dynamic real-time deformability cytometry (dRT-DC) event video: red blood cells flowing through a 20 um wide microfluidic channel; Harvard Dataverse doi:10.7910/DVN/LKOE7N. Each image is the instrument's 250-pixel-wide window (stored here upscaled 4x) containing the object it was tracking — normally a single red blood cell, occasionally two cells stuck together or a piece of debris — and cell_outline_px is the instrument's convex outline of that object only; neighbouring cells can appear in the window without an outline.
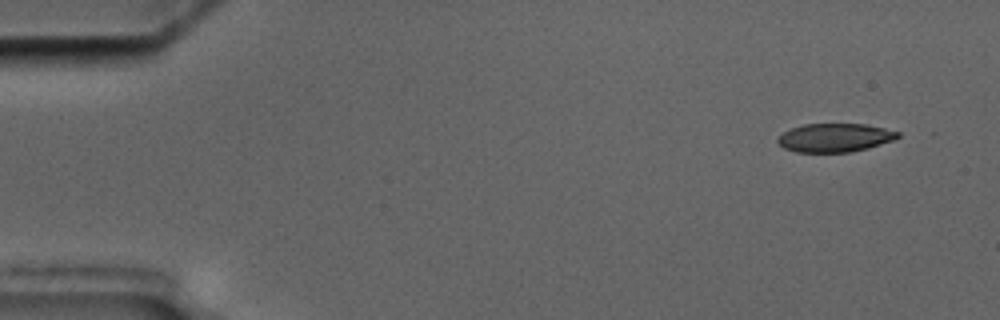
{"species": "common noctule bat (a hibernating species)", "species_latin": "Nyctalus noctula", "temperature_condition": "cold", "stored_images_in_passage": 5, "camera_frame_rate_fps": 3000, "um_per_image_px": 0.085, "animal": {"sex": "male", "body_mass_g": 17.5, "forearm_length_mm": 52.3}, "frame": {"image": 1, "passage_image": 1, "time_ms": 0.0, "image_size_px": [1000, 320], "cell_outline_px": [[900, 136], [892, 140], [868, 148], [852, 152], [796, 152], [784, 148], [776, 140], [784, 132], [792, 128], [804, 124], [864, 124], [884, 128], [900, 132]], "centroid_in_image_um": [70.96, 11.7], "position_along_channel_um": 14.0, "area_um2": 19.83}}
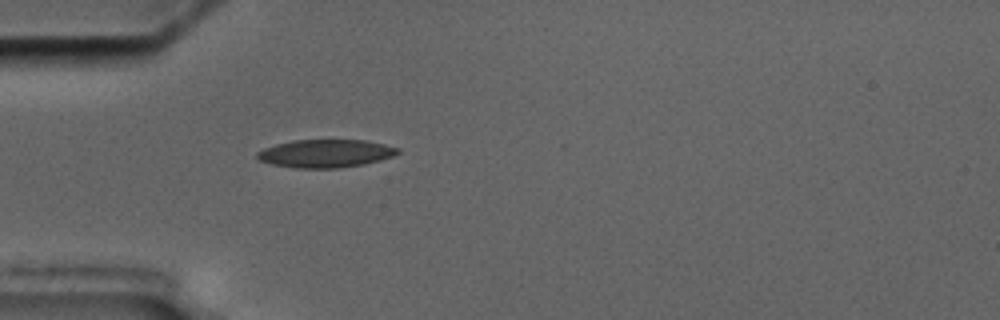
{"frame": {"image": 2, "passage_image": 5, "time_ms": 4.333, "image_size_px": [1000, 320], "cell_outline_px": [[400, 152], [392, 156], [380, 160], [364, 164], [336, 168], [300, 168], [272, 164], [260, 160], [256, 156], [256, 152], [264, 148], [276, 144], [292, 140], [364, 140], [384, 144], [400, 148]], "centroid_in_image_um": [27.68, 13.04], "position_along_channel_um": 57.3, "area_um2": 22.83}}